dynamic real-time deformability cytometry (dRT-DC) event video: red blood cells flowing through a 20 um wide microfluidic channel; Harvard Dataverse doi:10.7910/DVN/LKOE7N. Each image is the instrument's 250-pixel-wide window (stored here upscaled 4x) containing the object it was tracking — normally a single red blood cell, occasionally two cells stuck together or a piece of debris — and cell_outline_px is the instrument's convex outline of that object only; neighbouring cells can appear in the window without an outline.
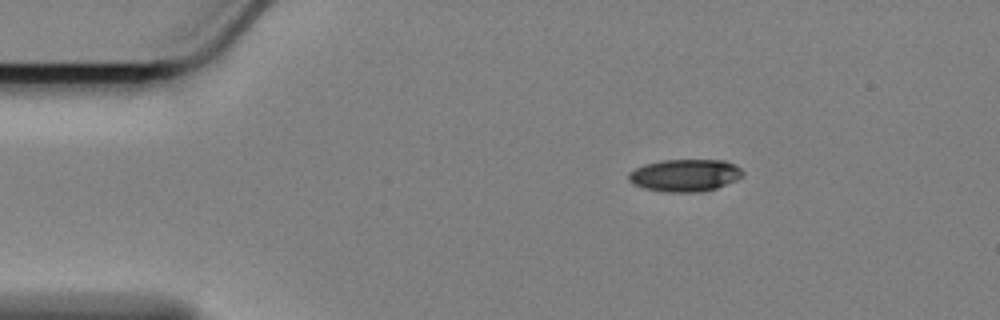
{"species": "Egyptian fruit bat (a non-hibernating species)", "species_latin": "Rousettus aegyptiacus", "temperature_condition": "cold", "stored_images_in_passage": 50, "camera_frame_rate_fps": 3000, "um_per_image_px": 0.085, "animal": {"sex": "female"}, "frame": {"image": 1, "passage_image": 1, "time_ms": 0.0, "image_size_px": [1000, 320], "cell_outline_px": [[744, 176], [736, 180], [716, 188], [700, 192], [660, 192], [644, 188], [632, 184], [628, 180], [628, 172], [636, 168], [660, 160], [724, 160], [736, 164], [744, 172]], "centroid_in_image_um": [58.23, 14.91], "position_along_channel_um": 26.8, "area_um2": 21.68}}
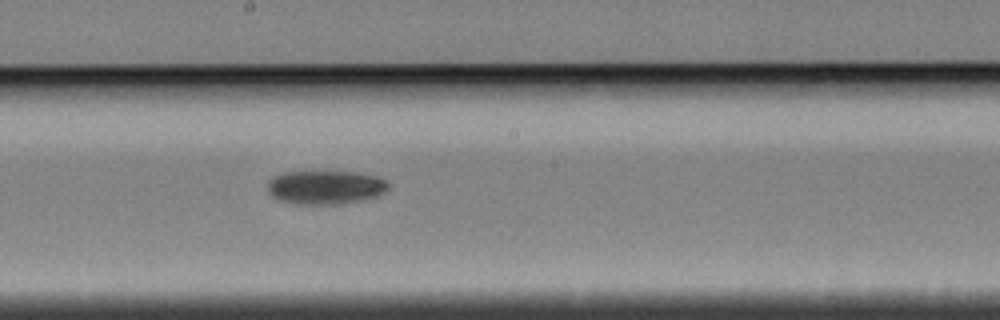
{"frame": {"image": 2, "passage_image": 23, "time_ms": 7.333, "image_size_px": [1000, 320], "cell_outline_px": [[388, 188], [384, 192], [376, 196], [364, 200], [344, 204], [296, 204], [280, 200], [272, 196], [268, 192], [268, 180], [272, 176], [284, 172], [356, 172], [376, 176], [384, 180], [388, 184]], "centroid_in_image_um": [27.64, 15.93], "position_along_channel_um": 220.6, "area_um2": 23.81}}
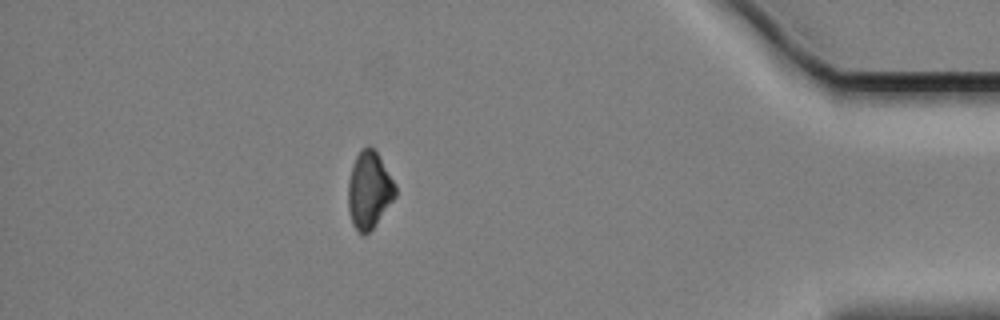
{"frame": {"image": 3, "passage_image": 43, "time_ms": 14.0, "image_size_px": [1000, 320], "cell_outline_px": [[396, 196], [372, 228], [364, 236], [352, 224], [348, 208], [348, 180], [352, 164], [360, 148], [368, 144], [376, 152], [396, 184]], "centroid_in_image_um": [31.36, 16.12], "position_along_channel_um": 403.8, "area_um2": 21.1}, "authors_computed_cell_mechanics": {"area_um2": 22.6576, "velocity_mm_per_s": 3.4099, "shape_relaxation_time_tau1_ms": 2.9094, "shape_relaxation_time_tau2_ms": null, "deformation_change_tau1": 0.0987, "deformation_change_tau2": null}}